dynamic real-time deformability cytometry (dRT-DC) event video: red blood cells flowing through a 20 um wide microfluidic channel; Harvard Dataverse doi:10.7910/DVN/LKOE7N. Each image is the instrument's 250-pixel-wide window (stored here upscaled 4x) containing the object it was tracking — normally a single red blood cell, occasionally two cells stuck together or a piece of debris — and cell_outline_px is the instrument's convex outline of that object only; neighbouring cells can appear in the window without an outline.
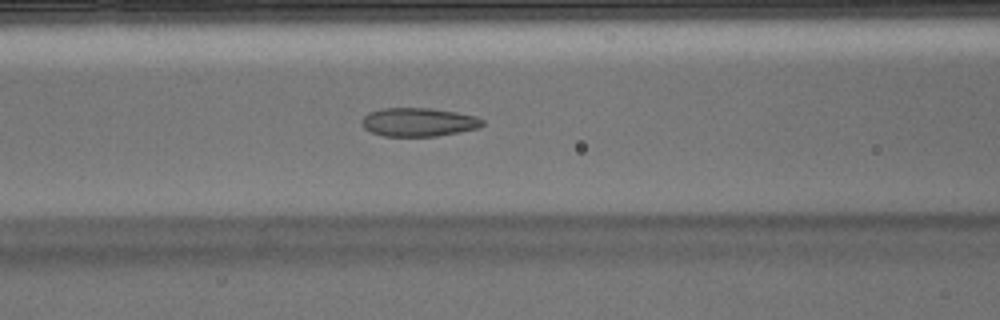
{"species": "Egyptian fruit bat (a non-hibernating species)", "species_latin": "Rousettus aegyptiacus", "temperature_condition": "warm", "stored_images_in_passage": 41, "segment_of_instrument_passage": [1, 2], "camera_frame_rate_fps": 3000, "um_per_image_px": 0.085, "animal": {"sex": "male"}, "frame": {"image": 1, "passage_image": 10, "time_ms": 3.0, "image_size_px": [1000, 320], "cell_outline_px": [[484, 124], [480, 128], [436, 136], [384, 136], [372, 132], [364, 128], [364, 116], [368, 112], [380, 108], [432, 108], [456, 112], [476, 116], [484, 120]], "centroid_in_image_um": [35.61, 10.37], "position_along_channel_um": 131.0, "area_um2": 20.06}}
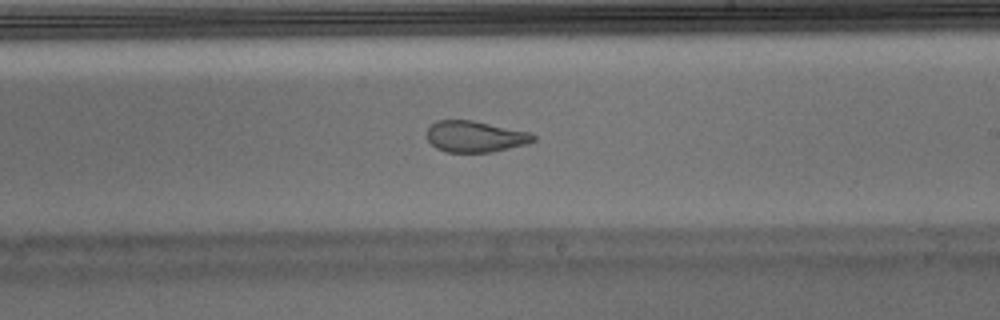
{"frame": {"image": 2, "passage_image": 19, "time_ms": 6.0, "image_size_px": [1000, 320], "cell_outline_px": [[536, 140], [528, 144], [492, 152], [444, 152], [436, 148], [428, 140], [428, 128], [436, 120], [472, 120], [532, 132], [536, 136]], "centroid_in_image_um": [40.43, 11.61], "position_along_channel_um": 248.6, "area_um2": 19.54}}
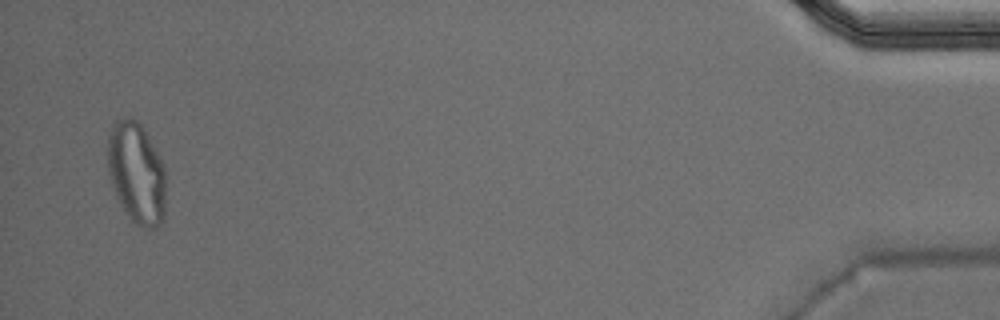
{"frame": {"image": 3, "passage_image": 39, "time_ms": 12.667, "image_size_px": [1000, 320], "cell_outline_px": [[164, 220], [156, 228], [148, 228], [136, 224], [128, 216], [116, 196], [108, 172], [108, 136], [112, 124], [116, 120], [128, 116], [132, 116], [140, 124], [164, 164]], "centroid_in_image_um": [11.59, 14.69], "position_along_channel_um": 423.6, "area_um2": 34.16}}